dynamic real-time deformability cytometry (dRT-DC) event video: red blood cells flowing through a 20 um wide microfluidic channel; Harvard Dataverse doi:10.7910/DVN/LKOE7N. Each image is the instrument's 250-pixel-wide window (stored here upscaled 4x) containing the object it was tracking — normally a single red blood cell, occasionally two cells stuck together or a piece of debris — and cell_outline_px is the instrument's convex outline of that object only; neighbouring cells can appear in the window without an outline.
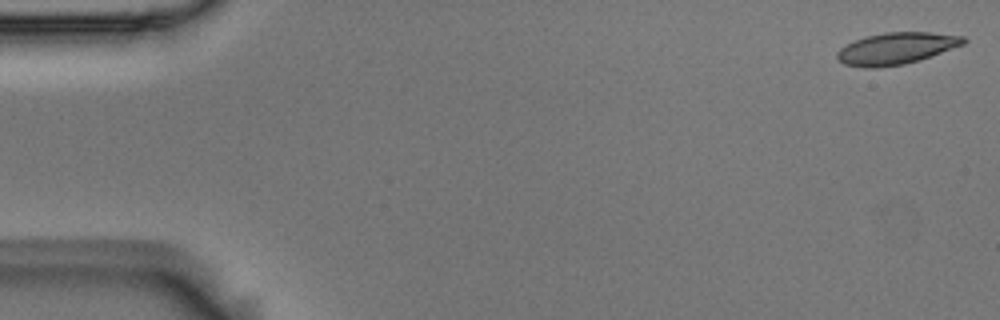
{"species": "Egyptian fruit bat (a non-hibernating species)", "species_latin": "Rousettus aegyptiacus", "temperature_condition": "room temperature", "stored_images_in_passage": 54, "camera_frame_rate_fps": 3000, "um_per_image_px": 0.085, "animal": {"sex": "male"}, "frame": {"image": 1, "passage_image": 1, "time_ms": 0.0, "image_size_px": [1000, 320], "cell_outline_px": [[968, 40], [964, 44], [932, 56], [920, 60], [904, 64], [876, 68], [864, 68], [844, 64], [836, 60], [836, 52], [840, 48], [864, 36], [884, 32], [932, 32], [964, 36]], "centroid_in_image_um": [76.17, 4.12], "position_along_channel_um": 8.8, "area_um2": 23.64}}
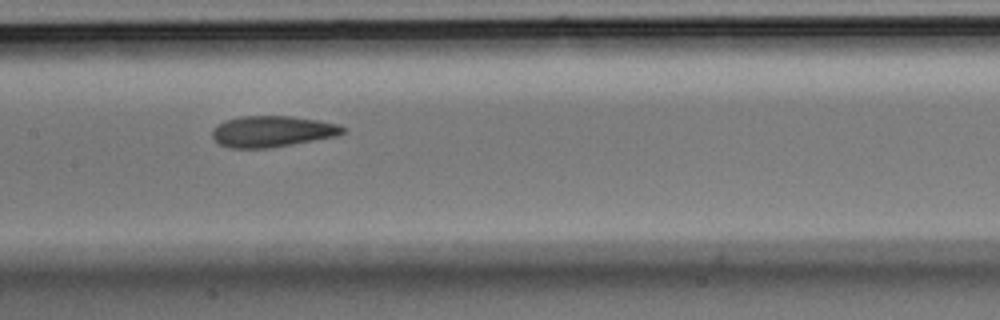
{"frame": {"image": 2, "passage_image": 26, "time_ms": 8.333, "image_size_px": [1000, 320], "cell_outline_px": [[344, 132], [336, 136], [268, 148], [228, 148], [220, 144], [212, 136], [212, 132], [220, 124], [228, 120], [240, 116], [292, 116], [320, 120], [336, 124], [344, 128]], "centroid_in_image_um": [23.14, 11.17], "position_along_channel_um": 184.3, "area_um2": 23.29}}
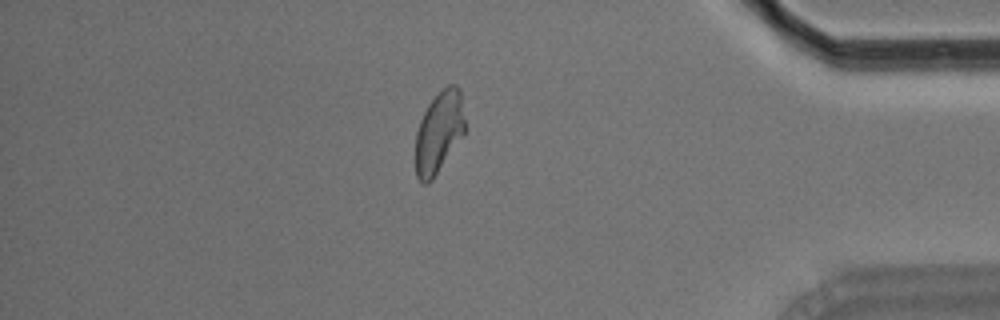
{"frame": {"image": 3, "passage_image": 46, "time_ms": 15.0, "image_size_px": [1000, 320], "cell_outline_px": [[464, 132], [432, 180], [428, 184], [424, 184], [416, 176], [416, 132], [420, 120], [428, 104], [448, 84], [456, 84], [460, 88], [464, 120]], "centroid_in_image_um": [37.29, 11.23], "position_along_channel_um": 397.9, "area_um2": 23.0}, "authors_computed_cell_mechanics": {"area_um2": 23.9003, "velocity_mm_per_s": 3.7098, "shape_relaxation_time_tau1_ms": 6.6203, "shape_relaxation_time_tau2_ms": 1.9463, "deformation_change_tau1": 0.1833, "deformation_change_tau2": 0.094}}